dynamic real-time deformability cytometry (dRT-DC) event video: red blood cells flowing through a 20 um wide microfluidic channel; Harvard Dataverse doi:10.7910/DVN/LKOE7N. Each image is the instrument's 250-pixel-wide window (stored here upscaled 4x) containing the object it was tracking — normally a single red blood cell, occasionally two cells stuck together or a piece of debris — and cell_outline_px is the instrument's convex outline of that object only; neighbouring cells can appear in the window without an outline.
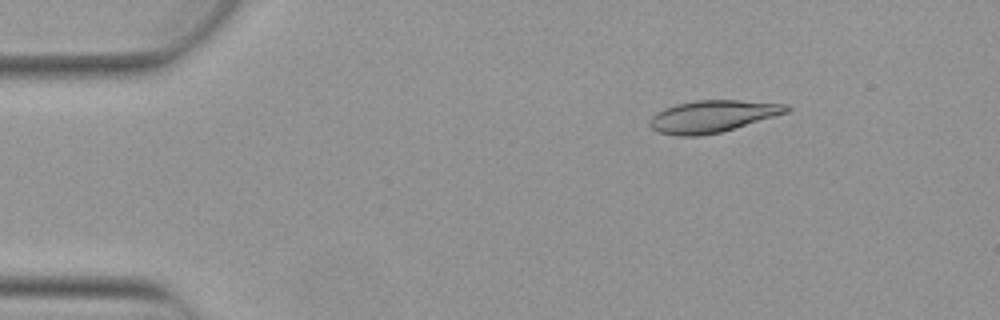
{"species": "Egyptian fruit bat (a non-hibernating species)", "species_latin": "Rousettus aegyptiacus", "temperature_condition": "warm", "stored_images_in_passage": 5, "camera_frame_rate_fps": 3000, "um_per_image_px": 0.085, "animal": {"sex": "female"}, "frame": {"image": 1, "passage_image": 3, "time_ms": 0.667, "image_size_px": [1000, 320], "cell_outline_px": [[792, 108], [788, 112], [720, 132], [696, 136], [676, 136], [660, 132], [652, 128], [648, 124], [648, 120], [656, 112], [664, 108], [676, 104], [696, 100], [740, 100], [788, 104]], "centroid_in_image_um": [60.54, 9.87], "position_along_channel_um": 24.5, "area_um2": 25.43}}